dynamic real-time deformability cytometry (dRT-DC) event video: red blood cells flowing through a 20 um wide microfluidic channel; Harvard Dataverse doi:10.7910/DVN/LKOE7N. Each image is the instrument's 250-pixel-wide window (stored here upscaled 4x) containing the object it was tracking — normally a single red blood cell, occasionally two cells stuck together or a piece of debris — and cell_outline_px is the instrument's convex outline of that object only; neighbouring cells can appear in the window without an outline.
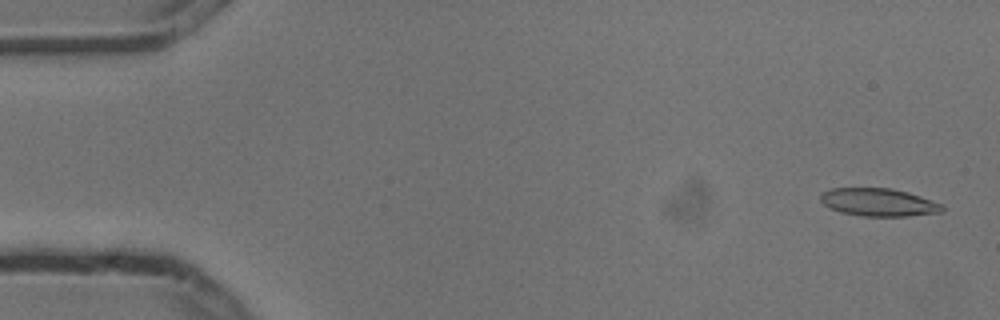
{"species": "common noctule bat (a hibernating species)", "species_latin": "Nyctalus noctula", "temperature_condition": "cold", "stored_images_in_passage": 4, "camera_frame_rate_fps": 3000, "um_per_image_px": 0.085, "animal": {"sex": "male", "body_mass_g": 13.3}, "frame": {"image": 1, "passage_image": 1, "time_ms": 0.0, "image_size_px": [1000, 320], "cell_outline_px": [[944, 212], [908, 216], [860, 216], [840, 212], [828, 208], [820, 200], [820, 192], [832, 188], [892, 188], [908, 192], [944, 204]], "centroid_in_image_um": [74.68, 17.19], "position_along_channel_um": 10.3, "area_um2": 20.06}}
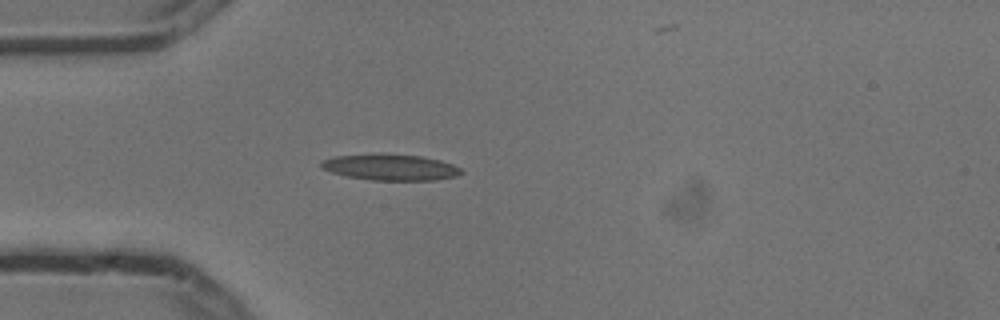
{"frame": {"image": 2, "passage_image": 4, "time_ms": 1.0, "image_size_px": [1000, 320], "cell_outline_px": [[464, 172], [456, 176], [436, 180], [372, 180], [348, 176], [332, 172], [320, 168], [320, 164], [324, 160], [336, 156], [420, 156], [440, 160], [452, 164], [460, 168]], "centroid_in_image_um": [33.25, 14.26], "position_along_channel_um": 51.7, "area_um2": 20.29}}